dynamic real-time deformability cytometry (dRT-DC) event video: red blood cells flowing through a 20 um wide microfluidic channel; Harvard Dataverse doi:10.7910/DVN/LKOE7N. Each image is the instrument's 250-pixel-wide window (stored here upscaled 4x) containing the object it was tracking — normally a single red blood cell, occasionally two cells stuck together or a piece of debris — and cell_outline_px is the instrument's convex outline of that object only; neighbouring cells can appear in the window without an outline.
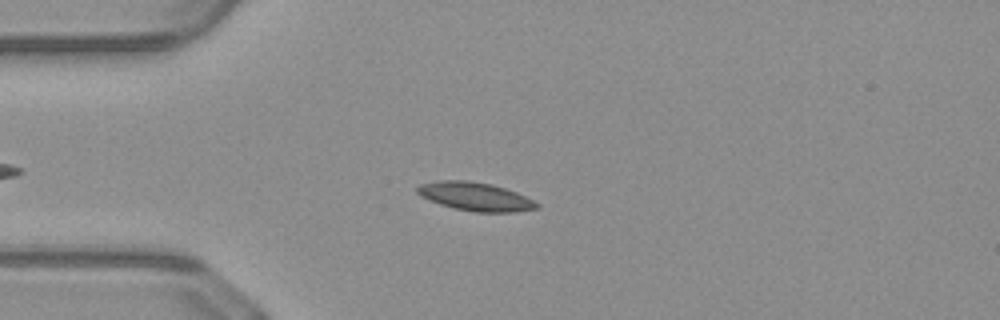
{"species": "common noctule bat (a hibernating species)", "species_latin": "Nyctalus noctula", "temperature_condition": "warm", "stored_images_in_passage": 37, "camera_frame_rate_fps": 3000, "um_per_image_px": 0.085, "animal": {"sex": "male", "body_mass_g": 23.1, "forearm_length_mm": 52.7}, "frame": {"image": 1, "passage_image": 10, "time_ms": 3.0, "image_size_px": [1000, 320], "cell_outline_px": [[540, 208], [516, 212], [472, 212], [452, 208], [440, 204], [420, 196], [416, 192], [416, 188], [420, 184], [440, 180], [468, 180], [492, 184], [516, 192], [540, 204]], "centroid_in_image_um": [40.39, 16.71], "position_along_channel_um": 44.6, "area_um2": 19.94}}
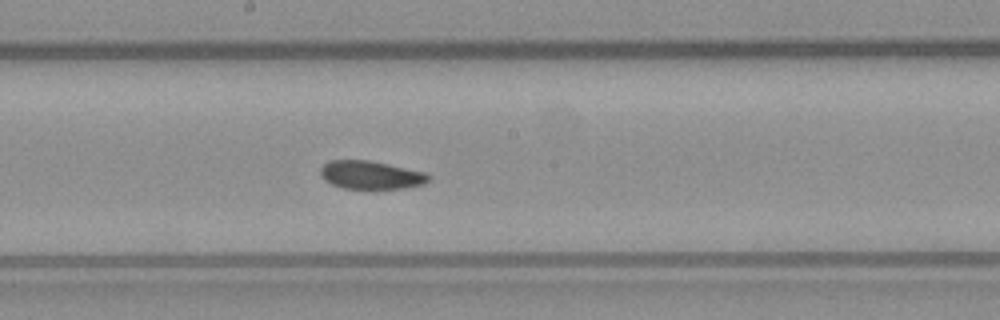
{"frame": {"image": 2, "passage_image": 24, "time_ms": 7.667, "image_size_px": [1000, 320], "cell_outline_px": [[432, 176], [424, 184], [404, 188], [344, 188], [332, 184], [324, 180], [320, 176], [320, 168], [328, 160], [368, 160], [388, 164], [424, 172]], "centroid_in_image_um": [31.49, 14.86], "position_along_channel_um": 216.7, "area_um2": 17.69}}
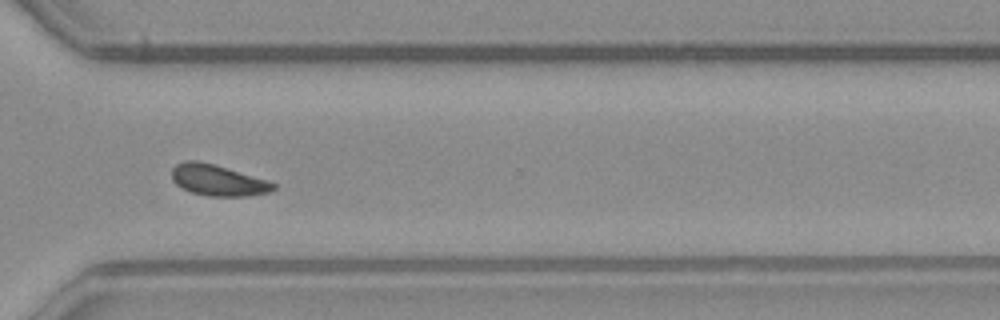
{"frame": {"image": 3, "passage_image": 34, "time_ms": 11.0, "image_size_px": [1000, 320], "cell_outline_px": [[276, 188], [268, 192], [248, 196], [208, 196], [192, 192], [180, 188], [172, 180], [172, 168], [176, 164], [184, 160], [196, 160], [212, 164], [268, 180], [276, 184]], "centroid_in_image_um": [18.49, 15.32], "position_along_channel_um": 352.1, "area_um2": 18.32}}